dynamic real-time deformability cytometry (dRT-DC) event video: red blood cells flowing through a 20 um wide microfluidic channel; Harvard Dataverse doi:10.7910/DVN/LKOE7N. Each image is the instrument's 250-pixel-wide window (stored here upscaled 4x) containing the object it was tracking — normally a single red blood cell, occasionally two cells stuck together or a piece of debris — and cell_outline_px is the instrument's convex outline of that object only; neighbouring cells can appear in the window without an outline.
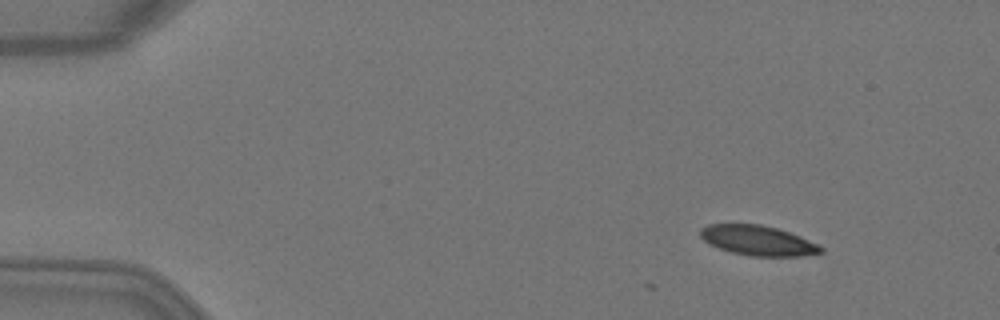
{"species": "Egyptian fruit bat (a non-hibernating species)", "species_latin": "Rousettus aegyptiacus", "temperature_condition": "warm", "stored_images_in_passage": 5, "camera_frame_rate_fps": 3000, "um_per_image_px": 0.085, "animal": {"sex": "female"}, "frame": {"image": 1, "passage_image": 2, "time_ms": 0.333, "image_size_px": [1000, 320], "cell_outline_px": [[824, 252], [800, 256], [748, 256], [732, 252], [708, 244], [700, 236], [700, 228], [708, 224], [760, 224], [776, 228], [788, 232], [816, 244], [824, 248]], "centroid_in_image_um": [64.37, 20.44], "position_along_channel_um": 20.6, "area_um2": 20.81}}
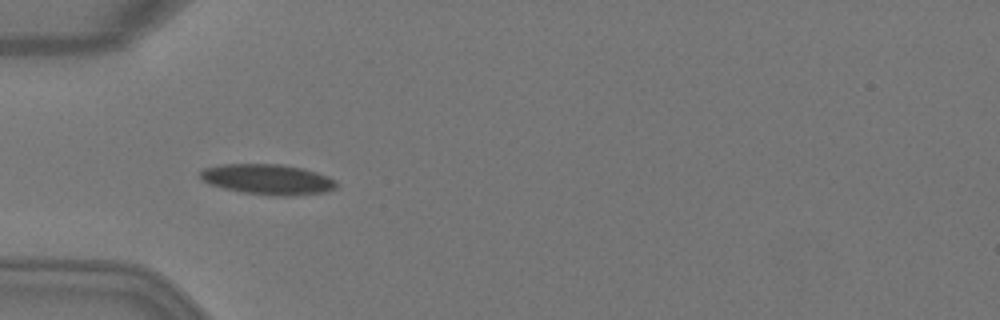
{"frame": {"image": 2, "passage_image": 5, "time_ms": 1.333, "image_size_px": [1000, 320], "cell_outline_px": [[336, 188], [324, 192], [292, 196], [272, 196], [244, 192], [224, 188], [208, 184], [200, 176], [200, 168], [220, 164], [280, 164], [300, 168], [316, 172], [328, 176], [336, 180]], "centroid_in_image_um": [22.73, 15.24], "position_along_channel_um": 62.3, "area_um2": 24.16}}